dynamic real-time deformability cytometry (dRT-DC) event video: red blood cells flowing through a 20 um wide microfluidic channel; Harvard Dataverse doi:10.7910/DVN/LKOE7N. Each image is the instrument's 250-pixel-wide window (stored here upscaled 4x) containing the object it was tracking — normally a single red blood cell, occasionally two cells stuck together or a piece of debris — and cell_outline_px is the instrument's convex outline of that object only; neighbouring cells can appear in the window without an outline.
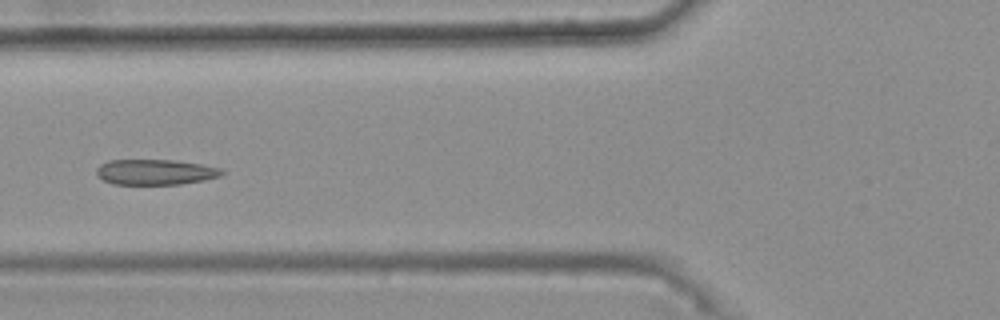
{"species": "common noctule bat (a hibernating species)", "species_latin": "Nyctalus noctula", "temperature_condition": "warm", "stored_images_in_passage": 31, "camera_frame_rate_fps": 3000, "um_per_image_px": 0.085, "animal": {"sex": "female", "body_mass_g": 25.1}, "frame": {"image": 1, "passage_image": 10, "time_ms": 3.0, "image_size_px": [1000, 320], "cell_outline_px": [[224, 172], [220, 176], [204, 180], [180, 184], [112, 184], [104, 180], [96, 172], [96, 168], [100, 164], [108, 160], [172, 160], [200, 164], [224, 168]], "centroid_in_image_um": [13.22, 14.62], "position_along_channel_um": 112.6, "area_um2": 18.55}}